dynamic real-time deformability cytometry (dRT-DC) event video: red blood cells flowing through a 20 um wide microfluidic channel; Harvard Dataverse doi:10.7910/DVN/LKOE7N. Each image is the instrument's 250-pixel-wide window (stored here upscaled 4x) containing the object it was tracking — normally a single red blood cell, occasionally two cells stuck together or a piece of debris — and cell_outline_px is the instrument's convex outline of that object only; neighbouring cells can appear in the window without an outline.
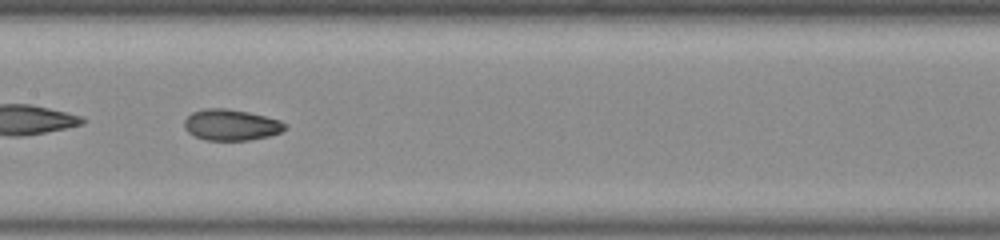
{"species": "common noctule bat (a hibernating species)", "species_latin": "Nyctalus noctula", "temperature_condition": "room temperature", "stored_images_in_passage": 29, "camera_frame_rate_fps": 3000, "um_per_image_px": 0.085, "animal": {"sex": "male", "body_mass_g": 20.0, "forearm_length_mm": 53.3}, "frame": {"image": 1, "passage_image": 29, "time_ms": 9.333, "image_size_px": [1000, 240], "cell_outline_px": [[288, 128], [280, 132], [268, 136], [248, 140], [204, 140], [188, 132], [184, 128], [184, 120], [192, 112], [204, 108], [224, 108], [248, 112], [280, 120], [288, 124]], "centroid_in_image_um": [19.65, 10.61], "position_along_channel_um": 187.8, "area_um2": 18.26}}